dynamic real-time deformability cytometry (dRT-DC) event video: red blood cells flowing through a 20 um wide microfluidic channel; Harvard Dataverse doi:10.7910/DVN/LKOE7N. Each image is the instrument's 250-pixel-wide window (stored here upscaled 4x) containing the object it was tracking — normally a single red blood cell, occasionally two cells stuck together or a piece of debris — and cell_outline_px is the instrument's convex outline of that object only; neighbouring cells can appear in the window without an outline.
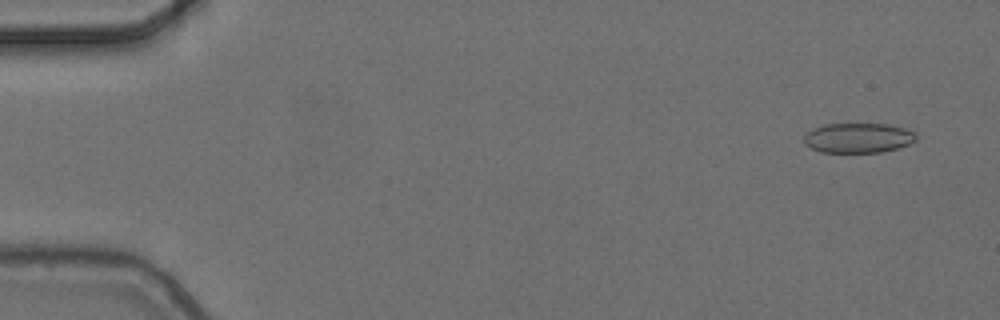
{"species": "common noctule bat (a hibernating species)", "species_latin": "Nyctalus noctula", "temperature_condition": "cold", "stored_images_in_passage": 6, "camera_frame_rate_fps": 3000, "um_per_image_px": 0.085, "animal": {"sex": "female", "body_mass_g": 24.6, "forearm_length_mm": 56.2}, "frame": {"image": 1, "passage_image": 1, "time_ms": 0.0, "image_size_px": [1000, 320], "cell_outline_px": [[916, 140], [908, 144], [896, 148], [880, 152], [820, 152], [804, 144], [804, 136], [808, 132], [824, 124], [888, 124], [904, 128], [916, 132]], "centroid_in_image_um": [72.95, 11.72], "position_along_channel_um": 12.0, "area_um2": 19.36}}
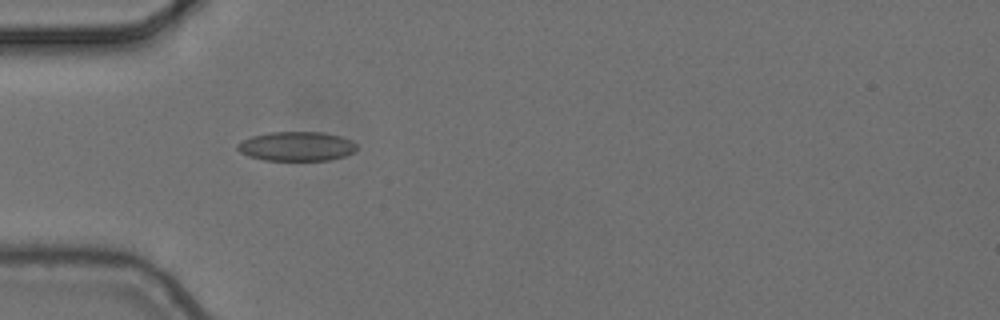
{"frame": {"image": 2, "passage_image": 5, "time_ms": 1.333, "image_size_px": [1000, 320], "cell_outline_px": [[356, 148], [352, 152], [344, 156], [328, 160], [264, 160], [248, 156], [240, 152], [236, 148], [236, 144], [252, 136], [268, 132], [324, 132], [340, 136], [352, 140], [356, 144]], "centroid_in_image_um": [25.19, 12.43], "position_along_channel_um": 59.8, "area_um2": 20.35}}
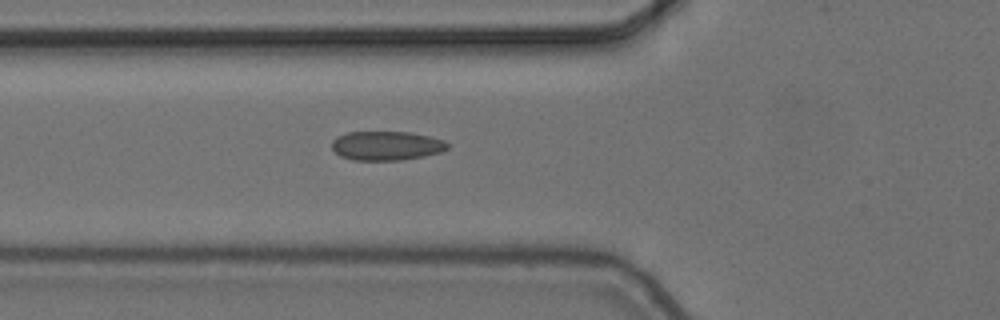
{"frame": {"image": 3, "passage_image": 6, "time_ms": 1.667, "image_size_px": [1000, 320], "cell_outline_px": [[448, 148], [440, 152], [424, 156], [400, 160], [352, 160], [340, 156], [332, 148], [332, 140], [336, 136], [348, 132], [412, 132], [444, 140], [448, 144]], "centroid_in_image_um": [32.83, 12.38], "position_along_channel_um": 93.0, "area_um2": 19.65}}